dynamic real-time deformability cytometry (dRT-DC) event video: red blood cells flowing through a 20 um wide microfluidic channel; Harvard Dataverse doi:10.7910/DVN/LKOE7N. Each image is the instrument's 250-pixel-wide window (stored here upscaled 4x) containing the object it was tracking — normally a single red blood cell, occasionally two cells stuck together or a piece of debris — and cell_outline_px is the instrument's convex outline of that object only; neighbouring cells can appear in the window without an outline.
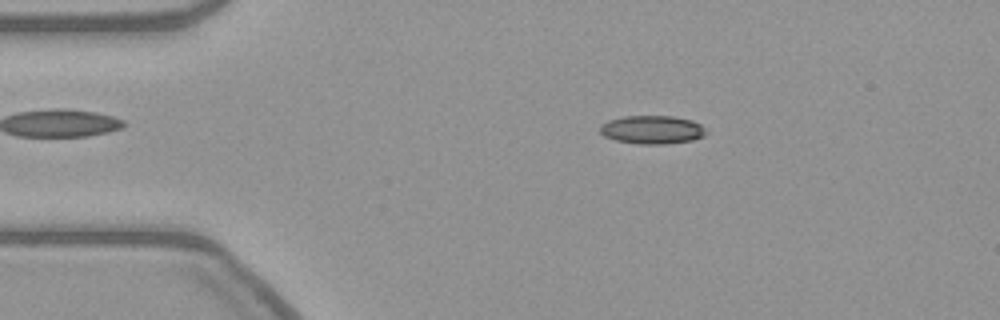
{"species": "common noctule bat (a hibernating species)", "species_latin": "Nyctalus noctula", "temperature_condition": "warm", "stored_images_in_passage": 48, "camera_frame_rate_fps": 3000, "um_per_image_px": 0.085, "animal": {"sex": "female", "body_mass_g": 21.9}, "frame": {"image": 1, "passage_image": 3, "time_ms": 0.667, "image_size_px": [1000, 320], "cell_outline_px": [[708, 132], [704, 136], [692, 140], [664, 144], [640, 144], [616, 140], [604, 136], [600, 132], [600, 124], [608, 120], [624, 116], [672, 116], [692, 120], [700, 124]], "centroid_in_image_um": [55.43, 11.02], "position_along_channel_um": 29.6, "area_um2": 17.57}}
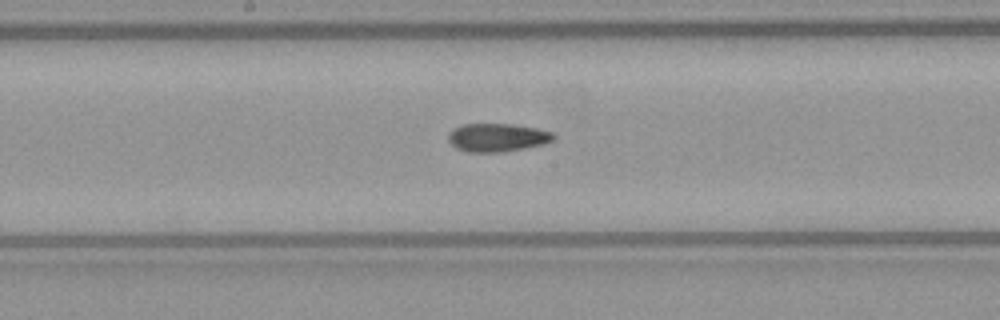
{"frame": {"image": 2, "passage_image": 21, "time_ms": 6.667, "image_size_px": [1000, 320], "cell_outline_px": [[556, 140], [544, 144], [504, 152], [468, 152], [456, 148], [448, 140], [448, 132], [452, 128], [460, 124], [512, 124], [536, 128], [552, 132], [556, 136]], "centroid_in_image_um": [42.27, 11.68], "position_along_channel_um": 205.9, "area_um2": 17.57}}
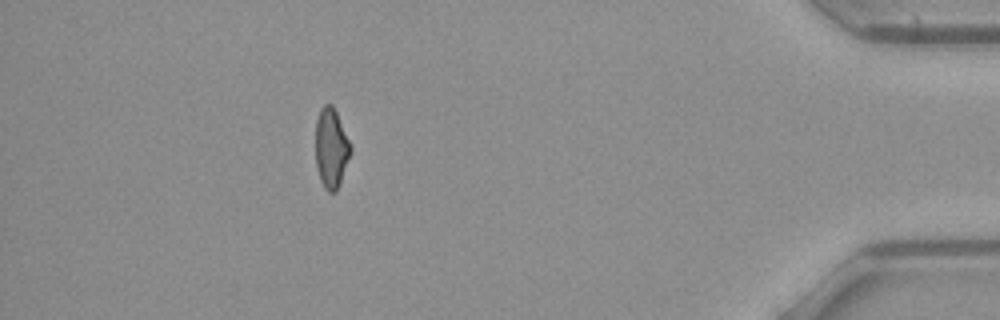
{"frame": {"image": 3, "passage_image": 42, "time_ms": 13.667, "image_size_px": [1000, 320], "cell_outline_px": [[352, 152], [340, 184], [336, 192], [328, 192], [324, 188], [320, 180], [316, 168], [316, 120], [320, 108], [324, 104], [332, 104], [336, 112], [352, 148]], "centroid_in_image_um": [28.15, 12.62], "position_along_channel_um": 407.1, "area_um2": 16.42}}